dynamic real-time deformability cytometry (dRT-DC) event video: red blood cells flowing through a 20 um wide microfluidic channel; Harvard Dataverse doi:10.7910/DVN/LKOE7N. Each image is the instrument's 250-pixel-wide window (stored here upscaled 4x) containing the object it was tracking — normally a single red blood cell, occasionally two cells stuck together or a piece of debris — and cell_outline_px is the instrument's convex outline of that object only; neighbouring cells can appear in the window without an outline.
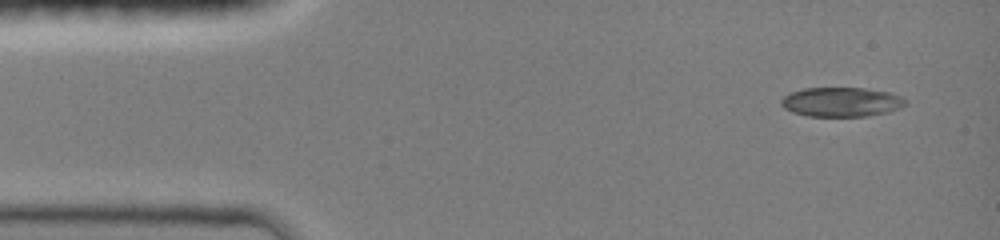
{"species": "common noctule bat (a hibernating species)", "species_latin": "Nyctalus noctula", "temperature_condition": "room temperature", "stored_images_in_passage": 8, "camera_frame_rate_fps": 3000, "um_per_image_px": 0.085, "animal": {"sex": "female", "body_mass_g": 19.0, "forearm_length_mm": 51.5}, "frame": {"image": 1, "passage_image": 1, "time_ms": 0.0, "image_size_px": [1000, 240], "cell_outline_px": [[908, 100], [900, 108], [888, 112], [864, 116], [808, 116], [792, 112], [784, 108], [780, 104], [780, 100], [784, 96], [792, 92], [804, 88], [864, 88], [888, 92], [900, 96]], "centroid_in_image_um": [71.5, 8.67], "position_along_channel_um": 13.5, "area_um2": 21.21}}
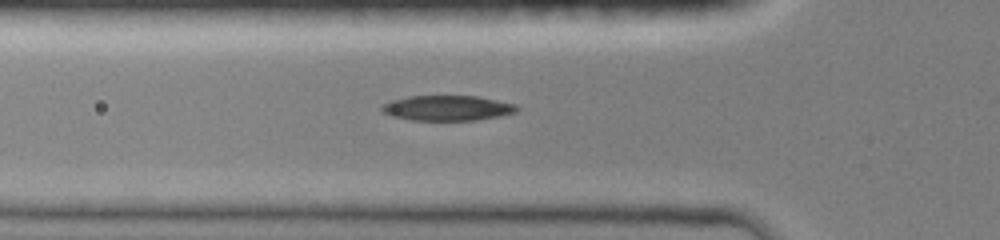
{"frame": {"image": 2, "passage_image": 6, "time_ms": 4.0, "image_size_px": [1000, 240], "cell_outline_px": [[520, 108], [516, 112], [500, 116], [476, 120], [412, 120], [392, 116], [384, 112], [380, 108], [384, 104], [392, 100], [408, 96], [476, 96], [516, 104]], "centroid_in_image_um": [38.05, 9.18], "position_along_channel_um": 87.7, "area_um2": 19.71}}
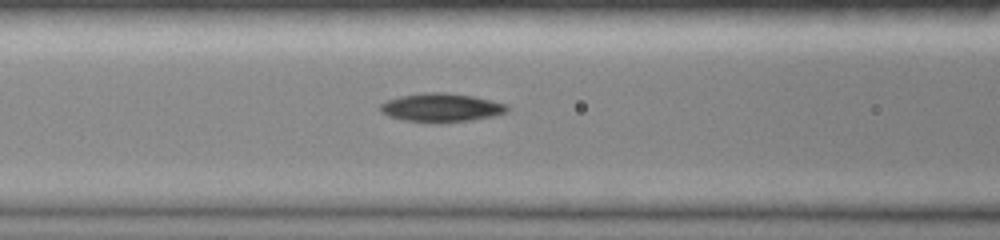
{"frame": {"image": 3, "passage_image": 8, "time_ms": 5.0, "image_size_px": [1000, 240], "cell_outline_px": [[508, 108], [504, 112], [492, 116], [468, 120], [404, 120], [388, 116], [380, 112], [380, 104], [388, 100], [400, 96], [424, 92], [444, 92], [472, 96], [492, 100], [508, 104]], "centroid_in_image_um": [37.49, 9.1], "position_along_channel_um": 129.1, "area_um2": 20.29}}